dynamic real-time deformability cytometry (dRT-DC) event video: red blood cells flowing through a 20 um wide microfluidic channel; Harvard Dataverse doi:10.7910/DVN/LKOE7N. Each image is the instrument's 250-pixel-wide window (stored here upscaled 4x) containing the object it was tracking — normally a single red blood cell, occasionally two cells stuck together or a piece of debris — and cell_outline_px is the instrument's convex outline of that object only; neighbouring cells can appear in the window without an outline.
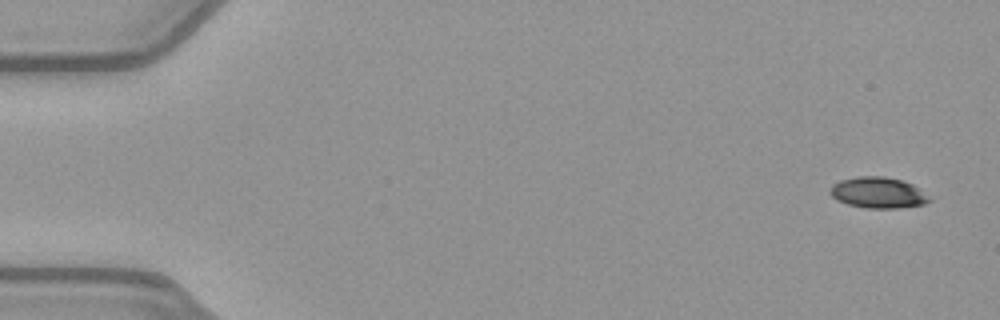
{"species": "common noctule bat (a hibernating species)", "species_latin": "Nyctalus noctula", "temperature_condition": "warm", "stored_images_in_passage": 51, "camera_frame_rate_fps": 3000, "um_per_image_px": 0.085, "animal": {"sex": "female", "body_mass_g": 21.9}, "frame": {"image": 1, "passage_image": 1, "time_ms": 0.0, "image_size_px": [1000, 320], "cell_outline_px": [[932, 200], [924, 204], [900, 208], [864, 208], [848, 204], [836, 200], [828, 192], [832, 184], [840, 180], [856, 176], [884, 176], [900, 180], [912, 184]], "centroid_in_image_um": [74.58, 16.38], "position_along_channel_um": 10.4, "area_um2": 17.92}}
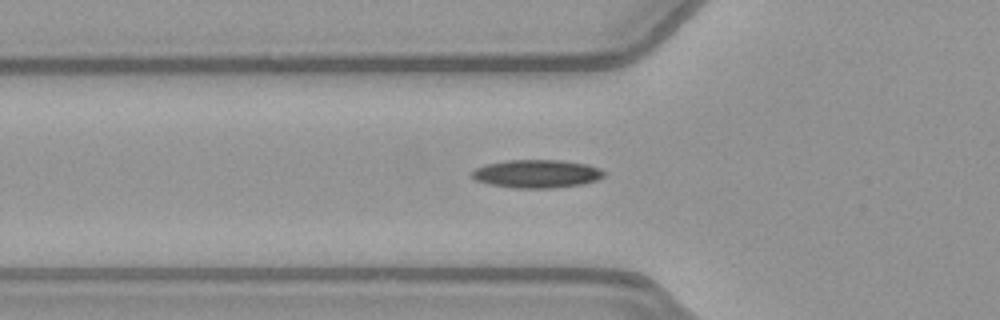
{"frame": {"image": 2, "passage_image": 17, "time_ms": 5.333, "image_size_px": [1000, 320], "cell_outline_px": [[604, 176], [596, 180], [580, 184], [552, 188], [512, 188], [488, 184], [476, 180], [472, 176], [472, 172], [476, 168], [488, 164], [508, 160], [560, 160], [588, 164], [600, 168], [604, 172]], "centroid_in_image_um": [45.63, 14.77], "position_along_channel_um": 80.2, "area_um2": 21.56}}
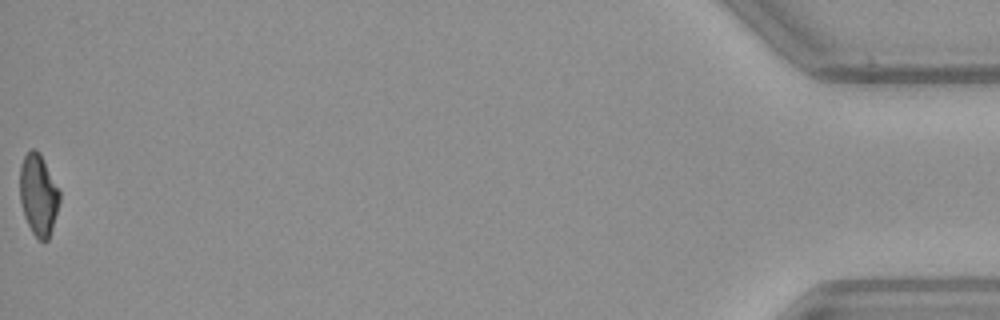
{"frame": {"image": 3, "passage_image": 51, "time_ms": 16.667, "image_size_px": [1000, 320], "cell_outline_px": [[60, 200], [52, 228], [48, 240], [44, 244], [32, 232], [24, 216], [20, 200], [20, 168], [24, 156], [32, 148], [36, 148], [40, 152], [60, 192]], "centroid_in_image_um": [3.26, 16.56], "position_along_channel_um": 431.9, "area_um2": 18.79}}